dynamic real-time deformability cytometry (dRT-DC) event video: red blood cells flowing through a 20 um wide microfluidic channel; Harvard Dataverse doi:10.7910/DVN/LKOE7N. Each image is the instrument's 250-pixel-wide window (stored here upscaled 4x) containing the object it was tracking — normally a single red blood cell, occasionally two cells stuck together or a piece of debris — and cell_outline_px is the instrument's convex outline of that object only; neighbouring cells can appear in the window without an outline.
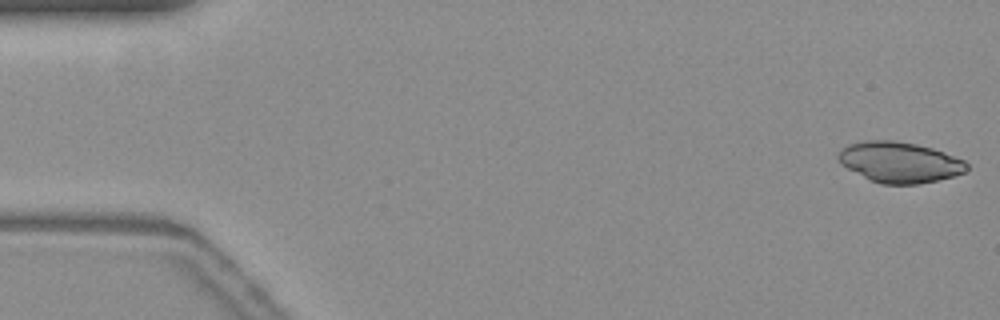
{"species": "common noctule bat (a hibernating species)", "species_latin": "Nyctalus noctula", "temperature_condition": "warm", "stored_images_in_passage": 12, "camera_frame_rate_fps": 3000, "um_per_image_px": 0.085, "animal": {"sex": "female", "body_mass_g": 19.3, "forearm_length_mm": 54.1}, "frame": {"image": 1, "passage_image": 1, "time_ms": 0.0, "image_size_px": [1000, 320], "cell_outline_px": [[968, 168], [964, 172], [952, 176], [920, 184], [880, 184], [840, 164], [836, 160], [836, 156], [848, 144], [868, 140], [896, 140], [916, 144], [932, 148], [944, 152], [964, 160], [968, 164]], "centroid_in_image_um": [76.46, 13.78], "position_along_channel_um": 8.5, "area_um2": 30.29}}